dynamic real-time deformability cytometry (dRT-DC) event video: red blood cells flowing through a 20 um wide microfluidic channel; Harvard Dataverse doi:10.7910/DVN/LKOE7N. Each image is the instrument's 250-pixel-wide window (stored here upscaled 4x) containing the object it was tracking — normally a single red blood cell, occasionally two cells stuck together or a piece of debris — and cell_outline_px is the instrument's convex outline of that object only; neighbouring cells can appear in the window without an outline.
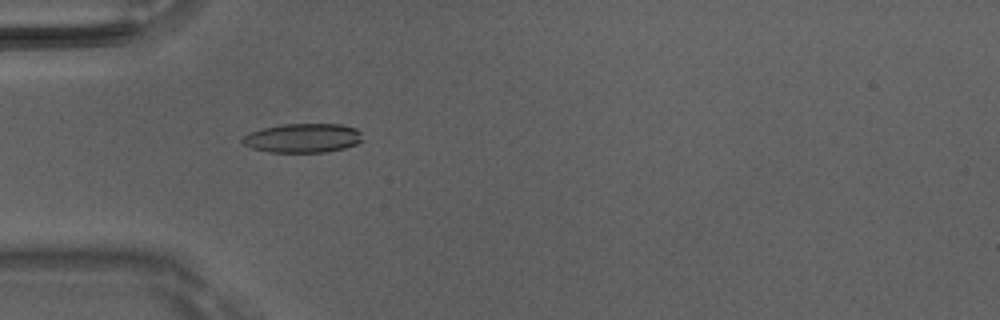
{"species": "Egyptian fruit bat (a non-hibernating species)", "species_latin": "Rousettus aegyptiacus", "temperature_condition": "room temperature", "stored_images_in_passage": 38, "camera_frame_rate_fps": 3000, "um_per_image_px": 0.085, "animal": {"sex": "male"}, "frame": {"image": 1, "passage_image": 16, "time_ms": 5.0, "image_size_px": [1000, 320], "cell_outline_px": [[364, 140], [356, 144], [344, 148], [324, 152], [272, 152], [252, 148], [244, 144], [240, 140], [248, 132], [264, 128], [284, 124], [340, 124], [356, 128], [360, 132]], "centroid_in_image_um": [25.75, 11.73], "position_along_channel_um": 59.2, "area_um2": 20.35}}